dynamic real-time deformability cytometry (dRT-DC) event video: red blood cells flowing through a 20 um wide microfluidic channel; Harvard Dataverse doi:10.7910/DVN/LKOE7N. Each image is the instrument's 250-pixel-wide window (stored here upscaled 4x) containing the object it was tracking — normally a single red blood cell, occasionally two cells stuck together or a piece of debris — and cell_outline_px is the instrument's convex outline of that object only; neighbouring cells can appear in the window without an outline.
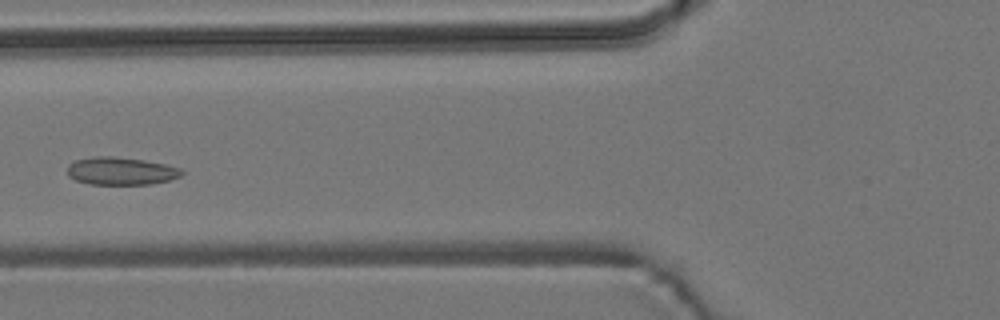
{"species": "common noctule bat (a hibernating species)", "species_latin": "Nyctalus noctula", "temperature_condition": "room temperature", "stored_images_in_passage": 2, "camera_frame_rate_fps": 3000, "um_per_image_px": 0.085, "animal": {"sex": "male", "body_mass_g": 19.2, "forearm_length_mm": 51.8}, "frame": {"image": 1, "passage_image": 2, "time_ms": 1.333, "image_size_px": [1000, 320], "cell_outline_px": [[184, 172], [180, 176], [172, 180], [152, 184], [88, 184], [76, 180], [68, 176], [68, 164], [76, 160], [96, 156], [112, 156], [144, 160], [164, 164], [180, 168]], "centroid_in_image_um": [10.29, 14.54], "position_along_channel_um": 115.5, "area_um2": 18.5}}